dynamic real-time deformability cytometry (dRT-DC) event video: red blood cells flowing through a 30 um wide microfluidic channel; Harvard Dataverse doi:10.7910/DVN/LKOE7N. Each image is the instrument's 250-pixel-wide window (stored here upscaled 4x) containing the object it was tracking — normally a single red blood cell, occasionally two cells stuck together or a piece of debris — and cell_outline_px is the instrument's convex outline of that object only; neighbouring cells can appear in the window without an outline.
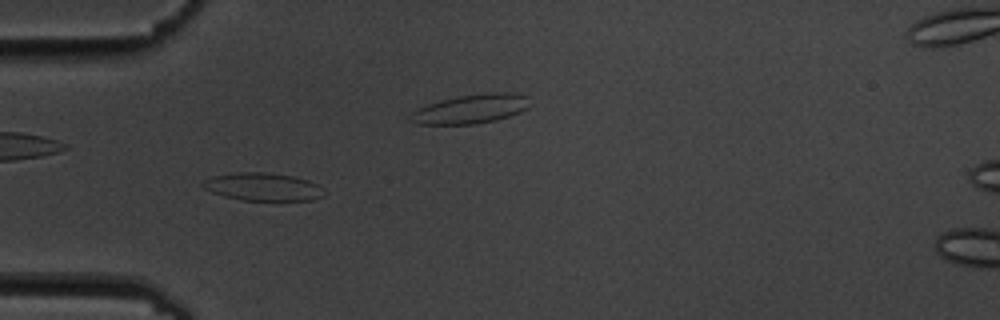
{"species": "common noctule bat (a hibernating species)", "species_latin": "Nyctalus noctula", "temperature_condition": "cold", "stored_images_in_passage": 8, "camera_frame_rate_fps": 3000, "um_per_image_px": 0.085, "animal": {"sex": "male", "body_mass_g": 19.5, "forearm_length_mm": 54.6}, "frame": {"image": 1, "passage_image": 6, "time_ms": 5.667, "image_size_px": [1000, 320], "cell_outline_px": [[328, 192], [324, 196], [312, 200], [240, 200], [224, 196], [212, 192], [204, 188], [200, 184], [204, 180], [212, 176], [240, 172], [264, 172], [292, 176], [308, 180], [320, 184]], "centroid_in_image_um": [22.4, 15.88], "position_along_channel_um": 62.6, "area_um2": 19.88}}
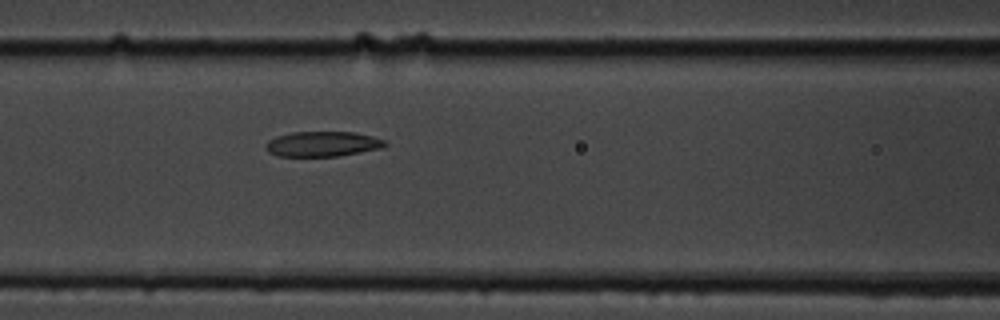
{"frame": {"image": 2, "passage_image": 8, "time_ms": 9.0, "image_size_px": [1000, 320], "cell_outline_px": [[388, 144], [380, 148], [340, 156], [280, 156], [268, 152], [264, 148], [264, 144], [268, 140], [276, 136], [292, 132], [356, 132], [372, 136], [384, 140]], "centroid_in_image_um": [27.38, 12.23], "position_along_channel_um": 139.2, "area_um2": 17.51}}